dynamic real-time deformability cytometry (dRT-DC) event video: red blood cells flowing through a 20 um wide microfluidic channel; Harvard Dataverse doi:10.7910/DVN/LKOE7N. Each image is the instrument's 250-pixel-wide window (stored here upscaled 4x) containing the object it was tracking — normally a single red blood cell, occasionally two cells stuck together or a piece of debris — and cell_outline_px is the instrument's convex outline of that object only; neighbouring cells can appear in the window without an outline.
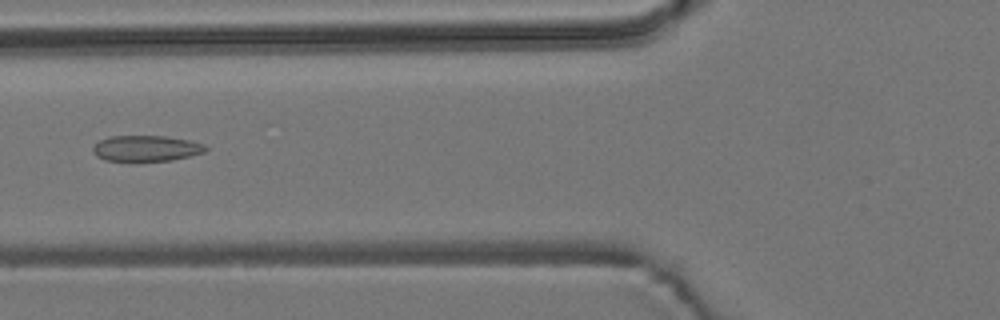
{"species": "common noctule bat (a hibernating species)", "species_latin": "Nyctalus noctula", "temperature_condition": "room temperature", "stored_images_in_passage": 9, "camera_frame_rate_fps": 3000, "um_per_image_px": 0.085, "animal": {"sex": "male", "body_mass_g": 19.2, "forearm_length_mm": 51.8}, "frame": {"image": 1, "passage_image": 7, "time_ms": 7.333, "image_size_px": [1000, 320], "cell_outline_px": [[208, 148], [204, 152], [172, 160], [136, 164], [104, 160], [96, 156], [92, 152], [92, 148], [100, 140], [112, 136], [164, 136], [188, 140], [204, 144]], "centroid_in_image_um": [12.37, 12.66], "position_along_channel_um": 113.4, "area_um2": 17.63}}
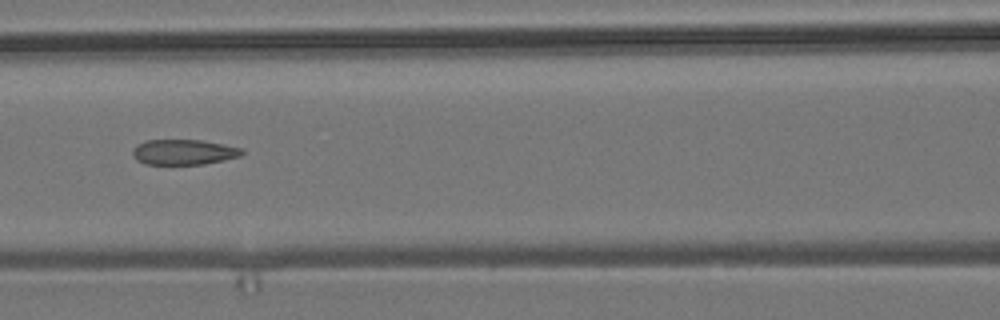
{"frame": {"image": 2, "passage_image": 8, "time_ms": 8.333, "image_size_px": [1000, 320], "cell_outline_px": [[244, 152], [240, 156], [224, 160], [204, 164], [144, 164], [136, 160], [132, 156], [132, 148], [136, 144], [144, 140], [200, 140], [244, 148]], "centroid_in_image_um": [15.58, 12.92], "position_along_channel_um": 151.0, "area_um2": 16.3}}
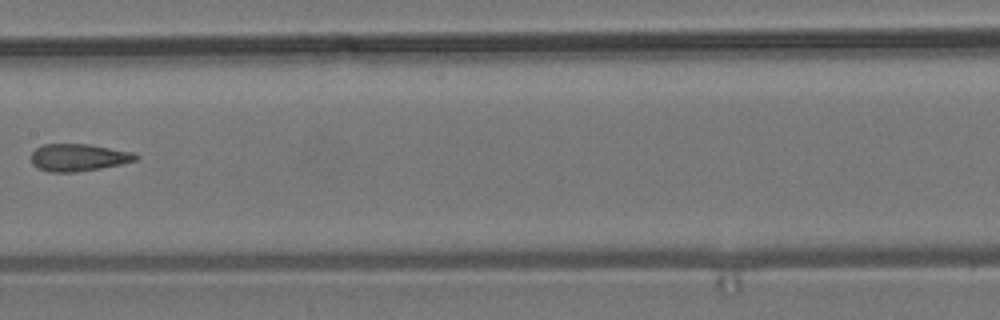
{"frame": {"image": 3, "passage_image": 9, "time_ms": 9.667, "image_size_px": [1000, 320], "cell_outline_px": [[140, 156], [136, 160], [120, 164], [100, 168], [76, 172], [52, 172], [40, 168], [32, 164], [32, 152], [36, 148], [44, 144], [88, 144], [132, 152]], "centroid_in_image_um": [6.67, 13.38], "position_along_channel_um": 200.7, "area_um2": 16.42}}